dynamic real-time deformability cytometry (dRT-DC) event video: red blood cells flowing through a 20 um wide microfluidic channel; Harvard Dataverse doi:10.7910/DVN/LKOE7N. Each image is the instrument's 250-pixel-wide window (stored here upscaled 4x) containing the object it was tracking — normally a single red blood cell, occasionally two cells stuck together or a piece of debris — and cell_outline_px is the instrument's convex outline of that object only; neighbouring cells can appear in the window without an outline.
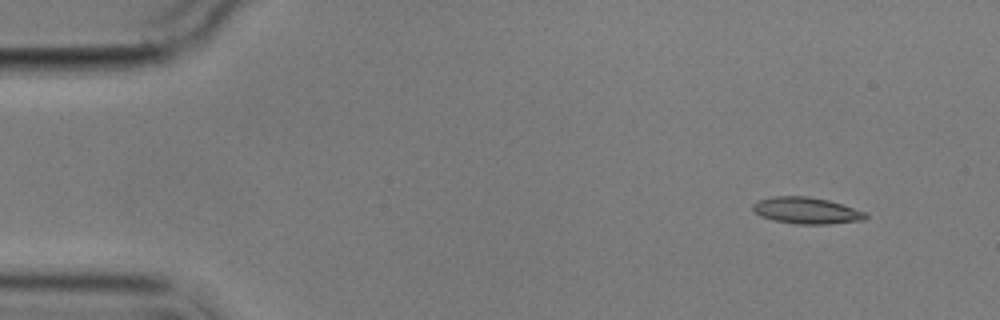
{"species": "common noctule bat (a hibernating species)", "species_latin": "Nyctalus noctula", "temperature_condition": "cold", "stored_images_in_passage": 3, "camera_frame_rate_fps": 3000, "um_per_image_px": 0.085, "animal": {"sex": "male", "body_mass_g": 17.9}, "frame": {"image": 1, "passage_image": 3, "time_ms": 3.0, "image_size_px": [1000, 320], "cell_outline_px": [[868, 216], [864, 220], [828, 224], [796, 224], [772, 220], [760, 216], [752, 208], [752, 204], [756, 200], [772, 196], [808, 196], [828, 200], [864, 212]], "centroid_in_image_um": [68.49, 17.89], "position_along_channel_um": 16.5, "area_um2": 17.4}}